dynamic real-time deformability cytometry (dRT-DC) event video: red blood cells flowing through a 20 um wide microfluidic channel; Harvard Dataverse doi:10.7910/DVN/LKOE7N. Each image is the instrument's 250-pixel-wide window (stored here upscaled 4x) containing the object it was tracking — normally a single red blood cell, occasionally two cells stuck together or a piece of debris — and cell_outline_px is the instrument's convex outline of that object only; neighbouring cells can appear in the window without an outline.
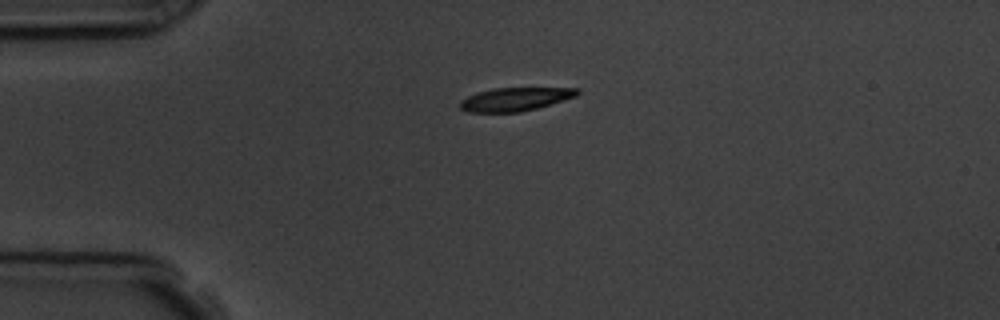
{"species": "common noctule bat (a hibernating species)", "species_latin": "Nyctalus noctula", "temperature_condition": "room temperature", "stored_images_in_passage": 4, "camera_frame_rate_fps": 3000, "um_per_image_px": 0.085, "animal": {"sex": "male", "body_mass_g": 19.5, "forearm_length_mm": 54.6}, "frame": {"image": 1, "passage_image": 1, "time_ms": 0.0, "image_size_px": [1000, 320], "cell_outline_px": [[580, 92], [576, 96], [536, 108], [520, 112], [468, 112], [460, 108], [460, 100], [476, 92], [492, 88], [576, 88]], "centroid_in_image_um": [43.73, 8.43], "position_along_channel_um": 41.3, "area_um2": 15.84}}